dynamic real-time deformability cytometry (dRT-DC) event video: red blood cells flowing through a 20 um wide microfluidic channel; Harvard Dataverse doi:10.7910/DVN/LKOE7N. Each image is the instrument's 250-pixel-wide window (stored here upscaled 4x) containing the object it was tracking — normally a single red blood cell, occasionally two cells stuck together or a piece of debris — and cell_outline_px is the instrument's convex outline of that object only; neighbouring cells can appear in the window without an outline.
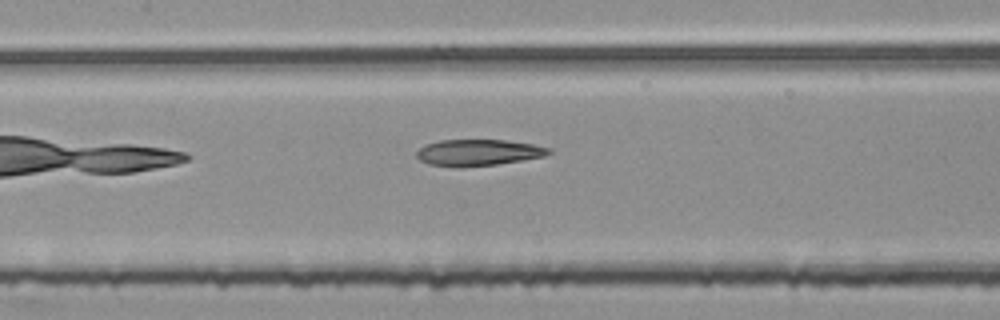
{"species": "common noctule bat (a hibernating species)", "species_latin": "Nyctalus noctula", "temperature_condition": "room temperature", "stored_images_in_passage": 12, "camera_frame_rate_fps": 3000, "um_per_image_px": 0.085, "animal": {"sex": "female", "body_mass_g": 25.1}, "frame": {"image": 1, "passage_image": 10, "time_ms": 3.0, "image_size_px": [1000, 320], "cell_outline_px": [[552, 152], [544, 156], [496, 164], [428, 164], [420, 160], [416, 156], [416, 152], [424, 144], [440, 140], [508, 140], [532, 144], [552, 148]], "centroid_in_image_um": [40.69, 12.91], "position_along_channel_um": 166.7, "area_um2": 19.42}}